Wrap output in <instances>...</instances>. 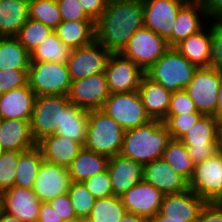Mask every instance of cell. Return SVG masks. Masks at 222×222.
I'll return each mask as SVG.
<instances>
[{
    "mask_svg": "<svg viewBox=\"0 0 222 222\" xmlns=\"http://www.w3.org/2000/svg\"><path fill=\"white\" fill-rule=\"evenodd\" d=\"M174 48L197 68L208 67L211 58V20L201 31L182 40Z\"/></svg>",
    "mask_w": 222,
    "mask_h": 222,
    "instance_id": "26",
    "label": "cell"
},
{
    "mask_svg": "<svg viewBox=\"0 0 222 222\" xmlns=\"http://www.w3.org/2000/svg\"><path fill=\"white\" fill-rule=\"evenodd\" d=\"M206 203L190 190L177 194H166L163 197L159 213L170 219L196 222Z\"/></svg>",
    "mask_w": 222,
    "mask_h": 222,
    "instance_id": "20",
    "label": "cell"
},
{
    "mask_svg": "<svg viewBox=\"0 0 222 222\" xmlns=\"http://www.w3.org/2000/svg\"><path fill=\"white\" fill-rule=\"evenodd\" d=\"M199 113L193 100L186 90L173 92L170 97V106L167 115Z\"/></svg>",
    "mask_w": 222,
    "mask_h": 222,
    "instance_id": "44",
    "label": "cell"
},
{
    "mask_svg": "<svg viewBox=\"0 0 222 222\" xmlns=\"http://www.w3.org/2000/svg\"><path fill=\"white\" fill-rule=\"evenodd\" d=\"M49 203L57 211L58 215L62 217L63 221L77 217L68 193L55 197Z\"/></svg>",
    "mask_w": 222,
    "mask_h": 222,
    "instance_id": "47",
    "label": "cell"
},
{
    "mask_svg": "<svg viewBox=\"0 0 222 222\" xmlns=\"http://www.w3.org/2000/svg\"><path fill=\"white\" fill-rule=\"evenodd\" d=\"M107 169L113 195L117 197L143 180V165L120 154L109 158Z\"/></svg>",
    "mask_w": 222,
    "mask_h": 222,
    "instance_id": "21",
    "label": "cell"
},
{
    "mask_svg": "<svg viewBox=\"0 0 222 222\" xmlns=\"http://www.w3.org/2000/svg\"><path fill=\"white\" fill-rule=\"evenodd\" d=\"M119 222H148V220L142 216L126 212Z\"/></svg>",
    "mask_w": 222,
    "mask_h": 222,
    "instance_id": "52",
    "label": "cell"
},
{
    "mask_svg": "<svg viewBox=\"0 0 222 222\" xmlns=\"http://www.w3.org/2000/svg\"><path fill=\"white\" fill-rule=\"evenodd\" d=\"M209 20L222 19V0H199Z\"/></svg>",
    "mask_w": 222,
    "mask_h": 222,
    "instance_id": "50",
    "label": "cell"
},
{
    "mask_svg": "<svg viewBox=\"0 0 222 222\" xmlns=\"http://www.w3.org/2000/svg\"><path fill=\"white\" fill-rule=\"evenodd\" d=\"M84 11L96 21L106 9L108 0H79Z\"/></svg>",
    "mask_w": 222,
    "mask_h": 222,
    "instance_id": "49",
    "label": "cell"
},
{
    "mask_svg": "<svg viewBox=\"0 0 222 222\" xmlns=\"http://www.w3.org/2000/svg\"><path fill=\"white\" fill-rule=\"evenodd\" d=\"M110 96L105 73L71 81L68 99L72 104L87 110L101 109Z\"/></svg>",
    "mask_w": 222,
    "mask_h": 222,
    "instance_id": "15",
    "label": "cell"
},
{
    "mask_svg": "<svg viewBox=\"0 0 222 222\" xmlns=\"http://www.w3.org/2000/svg\"><path fill=\"white\" fill-rule=\"evenodd\" d=\"M125 130L102 110H89L84 148L112 158L120 154Z\"/></svg>",
    "mask_w": 222,
    "mask_h": 222,
    "instance_id": "3",
    "label": "cell"
},
{
    "mask_svg": "<svg viewBox=\"0 0 222 222\" xmlns=\"http://www.w3.org/2000/svg\"><path fill=\"white\" fill-rule=\"evenodd\" d=\"M208 67L222 73V19L211 20V58Z\"/></svg>",
    "mask_w": 222,
    "mask_h": 222,
    "instance_id": "43",
    "label": "cell"
},
{
    "mask_svg": "<svg viewBox=\"0 0 222 222\" xmlns=\"http://www.w3.org/2000/svg\"><path fill=\"white\" fill-rule=\"evenodd\" d=\"M62 21L93 20L83 9L79 0H56Z\"/></svg>",
    "mask_w": 222,
    "mask_h": 222,
    "instance_id": "46",
    "label": "cell"
},
{
    "mask_svg": "<svg viewBox=\"0 0 222 222\" xmlns=\"http://www.w3.org/2000/svg\"><path fill=\"white\" fill-rule=\"evenodd\" d=\"M89 110L71 104L66 110H62L61 126H58L55 134L61 137L85 143L88 131Z\"/></svg>",
    "mask_w": 222,
    "mask_h": 222,
    "instance_id": "31",
    "label": "cell"
},
{
    "mask_svg": "<svg viewBox=\"0 0 222 222\" xmlns=\"http://www.w3.org/2000/svg\"><path fill=\"white\" fill-rule=\"evenodd\" d=\"M28 84V70H0V94Z\"/></svg>",
    "mask_w": 222,
    "mask_h": 222,
    "instance_id": "45",
    "label": "cell"
},
{
    "mask_svg": "<svg viewBox=\"0 0 222 222\" xmlns=\"http://www.w3.org/2000/svg\"><path fill=\"white\" fill-rule=\"evenodd\" d=\"M36 98L29 84L0 94V117L3 120H30Z\"/></svg>",
    "mask_w": 222,
    "mask_h": 222,
    "instance_id": "23",
    "label": "cell"
},
{
    "mask_svg": "<svg viewBox=\"0 0 222 222\" xmlns=\"http://www.w3.org/2000/svg\"><path fill=\"white\" fill-rule=\"evenodd\" d=\"M203 116L201 113L167 115L163 120L172 139L179 140Z\"/></svg>",
    "mask_w": 222,
    "mask_h": 222,
    "instance_id": "41",
    "label": "cell"
},
{
    "mask_svg": "<svg viewBox=\"0 0 222 222\" xmlns=\"http://www.w3.org/2000/svg\"><path fill=\"white\" fill-rule=\"evenodd\" d=\"M19 151L0 150V194L14 187Z\"/></svg>",
    "mask_w": 222,
    "mask_h": 222,
    "instance_id": "40",
    "label": "cell"
},
{
    "mask_svg": "<svg viewBox=\"0 0 222 222\" xmlns=\"http://www.w3.org/2000/svg\"><path fill=\"white\" fill-rule=\"evenodd\" d=\"M28 84L38 96H68L71 79L67 64L57 62H30Z\"/></svg>",
    "mask_w": 222,
    "mask_h": 222,
    "instance_id": "5",
    "label": "cell"
},
{
    "mask_svg": "<svg viewBox=\"0 0 222 222\" xmlns=\"http://www.w3.org/2000/svg\"><path fill=\"white\" fill-rule=\"evenodd\" d=\"M43 160L41 150L37 145L22 152L17 163L14 186L32 189Z\"/></svg>",
    "mask_w": 222,
    "mask_h": 222,
    "instance_id": "33",
    "label": "cell"
},
{
    "mask_svg": "<svg viewBox=\"0 0 222 222\" xmlns=\"http://www.w3.org/2000/svg\"><path fill=\"white\" fill-rule=\"evenodd\" d=\"M188 0H142L144 27L164 38L172 47V32L180 8Z\"/></svg>",
    "mask_w": 222,
    "mask_h": 222,
    "instance_id": "12",
    "label": "cell"
},
{
    "mask_svg": "<svg viewBox=\"0 0 222 222\" xmlns=\"http://www.w3.org/2000/svg\"><path fill=\"white\" fill-rule=\"evenodd\" d=\"M215 117L220 121H222V82L217 95V111Z\"/></svg>",
    "mask_w": 222,
    "mask_h": 222,
    "instance_id": "53",
    "label": "cell"
},
{
    "mask_svg": "<svg viewBox=\"0 0 222 222\" xmlns=\"http://www.w3.org/2000/svg\"><path fill=\"white\" fill-rule=\"evenodd\" d=\"M31 54L17 37H0V70H28Z\"/></svg>",
    "mask_w": 222,
    "mask_h": 222,
    "instance_id": "32",
    "label": "cell"
},
{
    "mask_svg": "<svg viewBox=\"0 0 222 222\" xmlns=\"http://www.w3.org/2000/svg\"><path fill=\"white\" fill-rule=\"evenodd\" d=\"M189 190L207 203L222 202V150L195 164Z\"/></svg>",
    "mask_w": 222,
    "mask_h": 222,
    "instance_id": "10",
    "label": "cell"
},
{
    "mask_svg": "<svg viewBox=\"0 0 222 222\" xmlns=\"http://www.w3.org/2000/svg\"><path fill=\"white\" fill-rule=\"evenodd\" d=\"M199 0H188L178 11L172 32V47L201 31L209 22Z\"/></svg>",
    "mask_w": 222,
    "mask_h": 222,
    "instance_id": "22",
    "label": "cell"
},
{
    "mask_svg": "<svg viewBox=\"0 0 222 222\" xmlns=\"http://www.w3.org/2000/svg\"><path fill=\"white\" fill-rule=\"evenodd\" d=\"M79 222H91V220L87 218H79Z\"/></svg>",
    "mask_w": 222,
    "mask_h": 222,
    "instance_id": "58",
    "label": "cell"
},
{
    "mask_svg": "<svg viewBox=\"0 0 222 222\" xmlns=\"http://www.w3.org/2000/svg\"><path fill=\"white\" fill-rule=\"evenodd\" d=\"M109 158L84 147L67 168L73 182H83L107 169Z\"/></svg>",
    "mask_w": 222,
    "mask_h": 222,
    "instance_id": "30",
    "label": "cell"
},
{
    "mask_svg": "<svg viewBox=\"0 0 222 222\" xmlns=\"http://www.w3.org/2000/svg\"><path fill=\"white\" fill-rule=\"evenodd\" d=\"M198 68L170 47L145 74L171 93L185 90Z\"/></svg>",
    "mask_w": 222,
    "mask_h": 222,
    "instance_id": "4",
    "label": "cell"
},
{
    "mask_svg": "<svg viewBox=\"0 0 222 222\" xmlns=\"http://www.w3.org/2000/svg\"><path fill=\"white\" fill-rule=\"evenodd\" d=\"M29 0L0 1V37H16L29 19Z\"/></svg>",
    "mask_w": 222,
    "mask_h": 222,
    "instance_id": "29",
    "label": "cell"
},
{
    "mask_svg": "<svg viewBox=\"0 0 222 222\" xmlns=\"http://www.w3.org/2000/svg\"><path fill=\"white\" fill-rule=\"evenodd\" d=\"M2 122H3V119L0 117V135L2 134Z\"/></svg>",
    "mask_w": 222,
    "mask_h": 222,
    "instance_id": "59",
    "label": "cell"
},
{
    "mask_svg": "<svg viewBox=\"0 0 222 222\" xmlns=\"http://www.w3.org/2000/svg\"><path fill=\"white\" fill-rule=\"evenodd\" d=\"M53 32L52 28L29 18L16 37L21 45L31 54Z\"/></svg>",
    "mask_w": 222,
    "mask_h": 222,
    "instance_id": "38",
    "label": "cell"
},
{
    "mask_svg": "<svg viewBox=\"0 0 222 222\" xmlns=\"http://www.w3.org/2000/svg\"><path fill=\"white\" fill-rule=\"evenodd\" d=\"M169 48L164 38L149 28L142 27L129 39L120 54L146 72Z\"/></svg>",
    "mask_w": 222,
    "mask_h": 222,
    "instance_id": "9",
    "label": "cell"
},
{
    "mask_svg": "<svg viewBox=\"0 0 222 222\" xmlns=\"http://www.w3.org/2000/svg\"><path fill=\"white\" fill-rule=\"evenodd\" d=\"M72 103L65 95L38 96L30 119V130L36 143L44 137L54 135L61 126L62 110Z\"/></svg>",
    "mask_w": 222,
    "mask_h": 222,
    "instance_id": "7",
    "label": "cell"
},
{
    "mask_svg": "<svg viewBox=\"0 0 222 222\" xmlns=\"http://www.w3.org/2000/svg\"><path fill=\"white\" fill-rule=\"evenodd\" d=\"M220 122L215 116L203 115L179 140L185 144L194 164L214 156L220 149Z\"/></svg>",
    "mask_w": 222,
    "mask_h": 222,
    "instance_id": "6",
    "label": "cell"
},
{
    "mask_svg": "<svg viewBox=\"0 0 222 222\" xmlns=\"http://www.w3.org/2000/svg\"><path fill=\"white\" fill-rule=\"evenodd\" d=\"M63 222H79V218L78 217H74V218H70V219L64 220Z\"/></svg>",
    "mask_w": 222,
    "mask_h": 222,
    "instance_id": "57",
    "label": "cell"
},
{
    "mask_svg": "<svg viewBox=\"0 0 222 222\" xmlns=\"http://www.w3.org/2000/svg\"><path fill=\"white\" fill-rule=\"evenodd\" d=\"M73 49L65 46L56 33L49 35L31 53V62H57L67 64Z\"/></svg>",
    "mask_w": 222,
    "mask_h": 222,
    "instance_id": "34",
    "label": "cell"
},
{
    "mask_svg": "<svg viewBox=\"0 0 222 222\" xmlns=\"http://www.w3.org/2000/svg\"><path fill=\"white\" fill-rule=\"evenodd\" d=\"M148 222H185L184 219H170L165 216H162L159 212L148 220Z\"/></svg>",
    "mask_w": 222,
    "mask_h": 222,
    "instance_id": "54",
    "label": "cell"
},
{
    "mask_svg": "<svg viewBox=\"0 0 222 222\" xmlns=\"http://www.w3.org/2000/svg\"><path fill=\"white\" fill-rule=\"evenodd\" d=\"M29 18L55 28L62 22L56 0H29Z\"/></svg>",
    "mask_w": 222,
    "mask_h": 222,
    "instance_id": "37",
    "label": "cell"
},
{
    "mask_svg": "<svg viewBox=\"0 0 222 222\" xmlns=\"http://www.w3.org/2000/svg\"><path fill=\"white\" fill-rule=\"evenodd\" d=\"M110 55L96 40L90 45L73 49L67 62L71 81L104 73Z\"/></svg>",
    "mask_w": 222,
    "mask_h": 222,
    "instance_id": "14",
    "label": "cell"
},
{
    "mask_svg": "<svg viewBox=\"0 0 222 222\" xmlns=\"http://www.w3.org/2000/svg\"><path fill=\"white\" fill-rule=\"evenodd\" d=\"M38 222H63L49 202H41Z\"/></svg>",
    "mask_w": 222,
    "mask_h": 222,
    "instance_id": "51",
    "label": "cell"
},
{
    "mask_svg": "<svg viewBox=\"0 0 222 222\" xmlns=\"http://www.w3.org/2000/svg\"><path fill=\"white\" fill-rule=\"evenodd\" d=\"M138 92L149 117L163 121L167 117L172 93L146 74L141 79Z\"/></svg>",
    "mask_w": 222,
    "mask_h": 222,
    "instance_id": "24",
    "label": "cell"
},
{
    "mask_svg": "<svg viewBox=\"0 0 222 222\" xmlns=\"http://www.w3.org/2000/svg\"><path fill=\"white\" fill-rule=\"evenodd\" d=\"M72 183L68 169L43 160L32 191L41 202L68 193Z\"/></svg>",
    "mask_w": 222,
    "mask_h": 222,
    "instance_id": "16",
    "label": "cell"
},
{
    "mask_svg": "<svg viewBox=\"0 0 222 222\" xmlns=\"http://www.w3.org/2000/svg\"><path fill=\"white\" fill-rule=\"evenodd\" d=\"M37 146L45 161L65 168L70 166L83 147L79 142L57 134L44 137Z\"/></svg>",
    "mask_w": 222,
    "mask_h": 222,
    "instance_id": "25",
    "label": "cell"
},
{
    "mask_svg": "<svg viewBox=\"0 0 222 222\" xmlns=\"http://www.w3.org/2000/svg\"><path fill=\"white\" fill-rule=\"evenodd\" d=\"M219 143H220V149L222 150V121H220Z\"/></svg>",
    "mask_w": 222,
    "mask_h": 222,
    "instance_id": "56",
    "label": "cell"
},
{
    "mask_svg": "<svg viewBox=\"0 0 222 222\" xmlns=\"http://www.w3.org/2000/svg\"><path fill=\"white\" fill-rule=\"evenodd\" d=\"M72 206L78 218L90 216L96 199L82 182H73L68 191Z\"/></svg>",
    "mask_w": 222,
    "mask_h": 222,
    "instance_id": "39",
    "label": "cell"
},
{
    "mask_svg": "<svg viewBox=\"0 0 222 222\" xmlns=\"http://www.w3.org/2000/svg\"><path fill=\"white\" fill-rule=\"evenodd\" d=\"M54 32L65 46L72 49L90 45L96 40L94 20L62 21Z\"/></svg>",
    "mask_w": 222,
    "mask_h": 222,
    "instance_id": "28",
    "label": "cell"
},
{
    "mask_svg": "<svg viewBox=\"0 0 222 222\" xmlns=\"http://www.w3.org/2000/svg\"><path fill=\"white\" fill-rule=\"evenodd\" d=\"M126 214L121 198L110 196L96 199L90 216L91 222H119Z\"/></svg>",
    "mask_w": 222,
    "mask_h": 222,
    "instance_id": "36",
    "label": "cell"
},
{
    "mask_svg": "<svg viewBox=\"0 0 222 222\" xmlns=\"http://www.w3.org/2000/svg\"><path fill=\"white\" fill-rule=\"evenodd\" d=\"M100 110L119 123L125 131L152 120L143 106L138 91L110 94Z\"/></svg>",
    "mask_w": 222,
    "mask_h": 222,
    "instance_id": "8",
    "label": "cell"
},
{
    "mask_svg": "<svg viewBox=\"0 0 222 222\" xmlns=\"http://www.w3.org/2000/svg\"><path fill=\"white\" fill-rule=\"evenodd\" d=\"M142 27V0H108L106 9L95 21L96 41L111 54H119Z\"/></svg>",
    "mask_w": 222,
    "mask_h": 222,
    "instance_id": "1",
    "label": "cell"
},
{
    "mask_svg": "<svg viewBox=\"0 0 222 222\" xmlns=\"http://www.w3.org/2000/svg\"><path fill=\"white\" fill-rule=\"evenodd\" d=\"M41 201L31 189L12 187L0 194V209L22 222H36Z\"/></svg>",
    "mask_w": 222,
    "mask_h": 222,
    "instance_id": "18",
    "label": "cell"
},
{
    "mask_svg": "<svg viewBox=\"0 0 222 222\" xmlns=\"http://www.w3.org/2000/svg\"><path fill=\"white\" fill-rule=\"evenodd\" d=\"M163 197L161 191L144 180L120 196L127 213L142 216L147 220L160 211Z\"/></svg>",
    "mask_w": 222,
    "mask_h": 222,
    "instance_id": "17",
    "label": "cell"
},
{
    "mask_svg": "<svg viewBox=\"0 0 222 222\" xmlns=\"http://www.w3.org/2000/svg\"><path fill=\"white\" fill-rule=\"evenodd\" d=\"M196 222H222V202L206 203Z\"/></svg>",
    "mask_w": 222,
    "mask_h": 222,
    "instance_id": "48",
    "label": "cell"
},
{
    "mask_svg": "<svg viewBox=\"0 0 222 222\" xmlns=\"http://www.w3.org/2000/svg\"><path fill=\"white\" fill-rule=\"evenodd\" d=\"M143 180L153 185L164 195L189 190V182L162 158L143 166Z\"/></svg>",
    "mask_w": 222,
    "mask_h": 222,
    "instance_id": "19",
    "label": "cell"
},
{
    "mask_svg": "<svg viewBox=\"0 0 222 222\" xmlns=\"http://www.w3.org/2000/svg\"><path fill=\"white\" fill-rule=\"evenodd\" d=\"M162 159L188 182L192 178L194 166L187 148L180 140L172 139L163 152Z\"/></svg>",
    "mask_w": 222,
    "mask_h": 222,
    "instance_id": "35",
    "label": "cell"
},
{
    "mask_svg": "<svg viewBox=\"0 0 222 222\" xmlns=\"http://www.w3.org/2000/svg\"><path fill=\"white\" fill-rule=\"evenodd\" d=\"M110 94L138 91L145 72L132 60L111 54L104 71Z\"/></svg>",
    "mask_w": 222,
    "mask_h": 222,
    "instance_id": "13",
    "label": "cell"
},
{
    "mask_svg": "<svg viewBox=\"0 0 222 222\" xmlns=\"http://www.w3.org/2000/svg\"><path fill=\"white\" fill-rule=\"evenodd\" d=\"M36 145L30 130V120H3L2 134L0 135L1 151L24 152Z\"/></svg>",
    "mask_w": 222,
    "mask_h": 222,
    "instance_id": "27",
    "label": "cell"
},
{
    "mask_svg": "<svg viewBox=\"0 0 222 222\" xmlns=\"http://www.w3.org/2000/svg\"><path fill=\"white\" fill-rule=\"evenodd\" d=\"M171 140L164 122L151 120L147 124L125 131L120 155L144 166L162 158Z\"/></svg>",
    "mask_w": 222,
    "mask_h": 222,
    "instance_id": "2",
    "label": "cell"
},
{
    "mask_svg": "<svg viewBox=\"0 0 222 222\" xmlns=\"http://www.w3.org/2000/svg\"><path fill=\"white\" fill-rule=\"evenodd\" d=\"M222 73L214 68H198L185 89L199 113L215 116Z\"/></svg>",
    "mask_w": 222,
    "mask_h": 222,
    "instance_id": "11",
    "label": "cell"
},
{
    "mask_svg": "<svg viewBox=\"0 0 222 222\" xmlns=\"http://www.w3.org/2000/svg\"><path fill=\"white\" fill-rule=\"evenodd\" d=\"M0 222H22L17 217L9 215L0 209Z\"/></svg>",
    "mask_w": 222,
    "mask_h": 222,
    "instance_id": "55",
    "label": "cell"
},
{
    "mask_svg": "<svg viewBox=\"0 0 222 222\" xmlns=\"http://www.w3.org/2000/svg\"><path fill=\"white\" fill-rule=\"evenodd\" d=\"M95 199L113 196L108 169L82 182Z\"/></svg>",
    "mask_w": 222,
    "mask_h": 222,
    "instance_id": "42",
    "label": "cell"
}]
</instances>
